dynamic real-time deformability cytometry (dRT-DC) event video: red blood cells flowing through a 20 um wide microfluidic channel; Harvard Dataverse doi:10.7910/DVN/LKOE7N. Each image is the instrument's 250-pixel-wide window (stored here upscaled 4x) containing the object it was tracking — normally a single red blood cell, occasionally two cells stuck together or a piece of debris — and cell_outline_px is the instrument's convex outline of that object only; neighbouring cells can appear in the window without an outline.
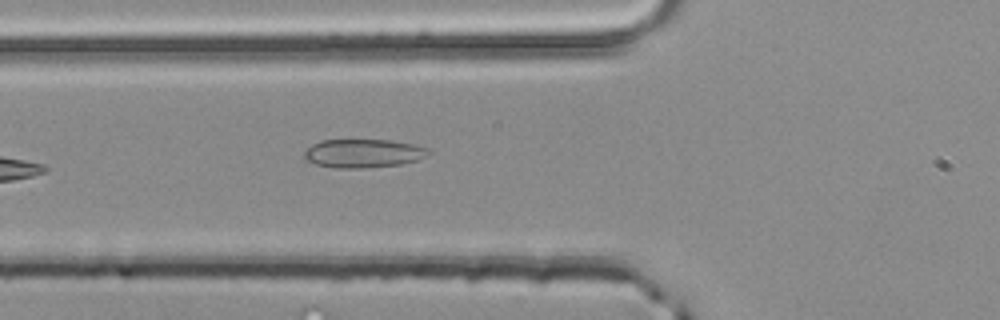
{"species": "common noctule bat (a hibernating species)", "species_latin": "Nyctalus noctula", "temperature_condition": "room temperature", "stored_images_in_passage": 5, "camera_frame_rate_fps": 3000, "um_per_image_px": 0.085, "animal": {"sex": "male", "body_mass_g": 20.4}, "frame": {"image": 1, "passage_image": 5, "time_ms": 1.333, "image_size_px": [1000, 320], "cell_outline_px": [[432, 152], [416, 160], [400, 164], [364, 168], [336, 168], [316, 164], [308, 160], [304, 156], [304, 152], [312, 144], [320, 140], [392, 140], [412, 144], [428, 148]], "centroid_in_image_um": [30.87, 13.03], "position_along_channel_um": 94.9, "area_um2": 20.52}}